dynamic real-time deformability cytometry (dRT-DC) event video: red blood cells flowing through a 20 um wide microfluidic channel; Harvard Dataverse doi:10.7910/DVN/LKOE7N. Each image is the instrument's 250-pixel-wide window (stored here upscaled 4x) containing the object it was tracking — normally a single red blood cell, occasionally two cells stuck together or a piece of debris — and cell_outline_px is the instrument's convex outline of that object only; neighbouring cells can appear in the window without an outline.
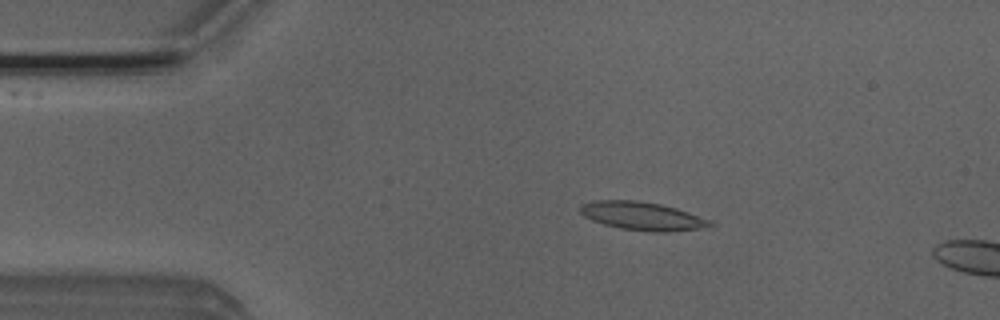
{"species": "Egyptian fruit bat (a non-hibernating species)", "species_latin": "Rousettus aegyptiacus", "temperature_condition": "room temperature", "stored_images_in_passage": 3, "camera_frame_rate_fps": 3000, "um_per_image_px": 0.085, "animal": {"sex": "male"}, "frame": {"image": 1, "passage_image": 2, "time_ms": 0.333, "image_size_px": [1000, 320], "cell_outline_px": [[716, 224], [708, 228], [668, 232], [652, 232], [620, 228], [604, 224], [592, 220], [584, 216], [580, 212], [580, 204], [592, 200], [636, 200], [660, 204], [676, 208], [712, 220]], "centroid_in_image_um": [54.64, 18.37], "position_along_channel_um": 30.4, "area_um2": 21.68}}